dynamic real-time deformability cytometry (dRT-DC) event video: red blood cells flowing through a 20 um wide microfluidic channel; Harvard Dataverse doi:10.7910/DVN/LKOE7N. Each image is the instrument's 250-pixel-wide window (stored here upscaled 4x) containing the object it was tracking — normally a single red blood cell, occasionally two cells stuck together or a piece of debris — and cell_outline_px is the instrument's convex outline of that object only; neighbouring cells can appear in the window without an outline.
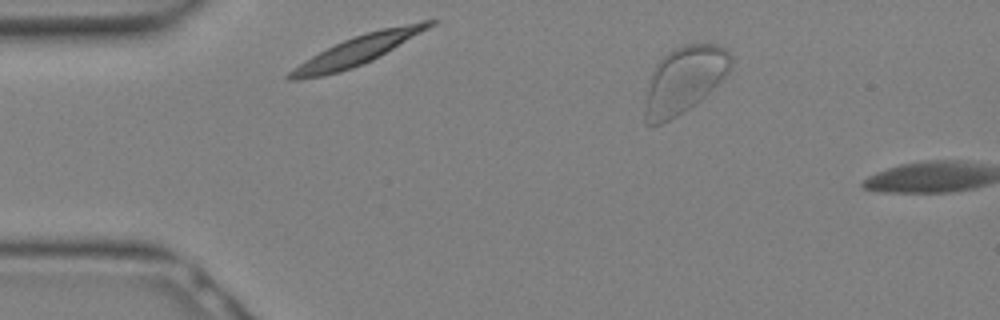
{"species": "Egyptian fruit bat (a non-hibernating species)", "species_latin": "Rousettus aegyptiacus", "temperature_condition": "warm", "stored_images_in_passage": 2, "camera_frame_rate_fps": 3000, "um_per_image_px": 0.085, "animal": {"sex": "female"}, "frame": {"image": 1, "passage_image": 1, "time_ms": 0.0, "image_size_px": [1000, 320], "cell_outline_px": [[732, 64], [728, 72], [700, 100], [676, 116], [660, 124], [644, 124], [644, 104], [652, 76], [656, 64], [668, 52], [684, 44], [716, 44], [724, 48], [732, 56]], "centroid_in_image_um": [58.14, 6.78], "position_along_channel_um": 26.9, "area_um2": 32.66}}